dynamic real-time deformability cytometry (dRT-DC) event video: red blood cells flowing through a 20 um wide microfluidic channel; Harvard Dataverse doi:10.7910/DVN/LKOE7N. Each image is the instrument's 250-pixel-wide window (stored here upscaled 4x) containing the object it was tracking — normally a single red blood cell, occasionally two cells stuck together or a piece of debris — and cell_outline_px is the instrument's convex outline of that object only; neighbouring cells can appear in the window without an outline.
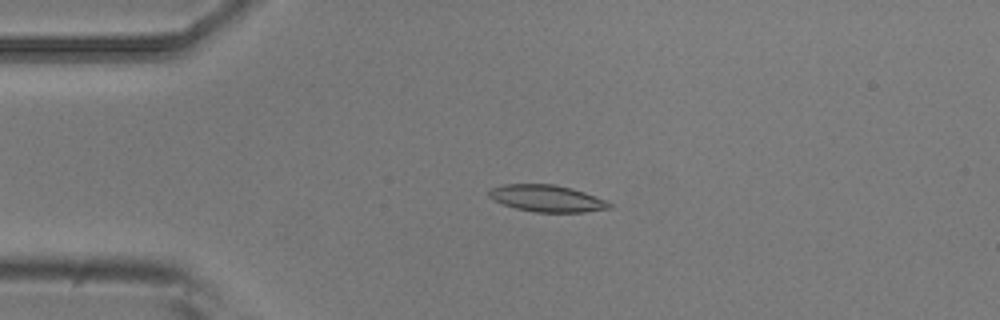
{"species": "common noctule bat (a hibernating species)", "species_latin": "Nyctalus noctula", "temperature_condition": "room temperature", "stored_images_in_passage": 42, "camera_frame_rate_fps": 3000, "um_per_image_px": 0.085, "animal": {"sex": "male", "body_mass_g": 20.5, "forearm_length_mm": 52.5}, "frame": {"image": 1, "passage_image": 1, "time_ms": 0.0, "image_size_px": [1000, 320], "cell_outline_px": [[612, 208], [584, 212], [536, 212], [516, 208], [504, 204], [488, 196], [488, 192], [492, 188], [504, 184], [556, 184], [572, 188], [608, 200], [612, 204]], "centroid_in_image_um": [46.55, 16.86], "position_along_channel_um": 38.5, "area_um2": 18.79}}
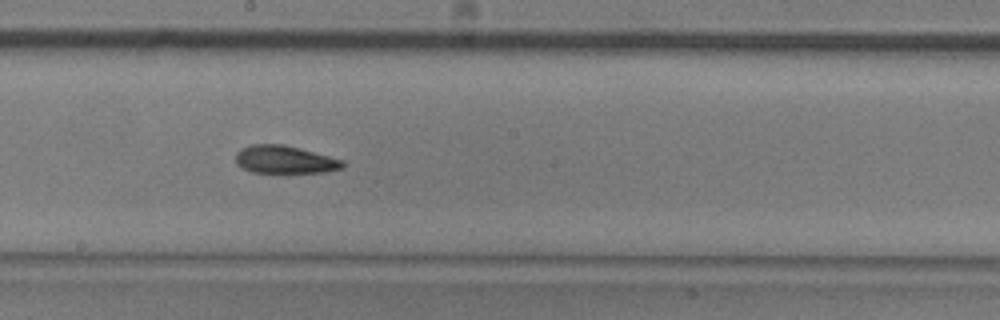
{"frame": {"image": 2, "passage_image": 18, "time_ms": 5.667, "image_size_px": [1000, 320], "cell_outline_px": [[344, 168], [324, 172], [252, 172], [236, 164], [236, 152], [240, 148], [252, 144], [284, 144], [344, 160]], "centroid_in_image_um": [24.2, 13.55], "position_along_channel_um": 224.0, "area_um2": 17.28}}
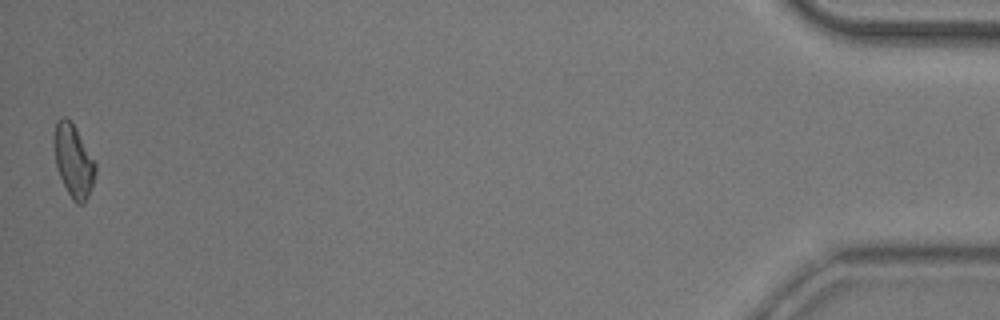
{"frame": {"image": 3, "passage_image": 42, "time_ms": 13.667, "image_size_px": [1000, 320], "cell_outline_px": [[96, 172], [88, 196], [84, 204], [76, 204], [72, 200], [56, 168], [52, 144], [52, 136], [56, 120], [60, 116], [64, 116], [76, 128], [96, 164]], "centroid_in_image_um": [6.2, 13.64], "position_along_channel_um": 429.0, "area_um2": 17.69}, "authors_computed_cell_mechanics": {"area_um2": 17.7157, "velocity_mm_per_s": 3.7552, "shape_relaxation_time_tau1_ms": null, "shape_relaxation_time_tau2_ms": 5.5597, "deformation_change_tau1": null, "deformation_change_tau2": 0.143}}